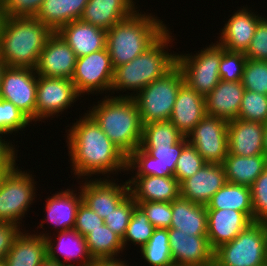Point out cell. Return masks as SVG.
<instances>
[{"instance_id":"1","label":"cell","mask_w":267,"mask_h":266,"mask_svg":"<svg viewBox=\"0 0 267 266\" xmlns=\"http://www.w3.org/2000/svg\"><path fill=\"white\" fill-rule=\"evenodd\" d=\"M80 117L65 132L70 166L72 165L73 170L71 172H74L75 177L85 180L93 175L98 177L102 174L110 178L112 173H125L127 156L107 137L88 113L85 112Z\"/></svg>"},{"instance_id":"2","label":"cell","mask_w":267,"mask_h":266,"mask_svg":"<svg viewBox=\"0 0 267 266\" xmlns=\"http://www.w3.org/2000/svg\"><path fill=\"white\" fill-rule=\"evenodd\" d=\"M53 33L36 17H5L0 34V60L8 67L35 69Z\"/></svg>"},{"instance_id":"3","label":"cell","mask_w":267,"mask_h":266,"mask_svg":"<svg viewBox=\"0 0 267 266\" xmlns=\"http://www.w3.org/2000/svg\"><path fill=\"white\" fill-rule=\"evenodd\" d=\"M139 11L107 30L106 47L113 68L144 53L168 30L159 17Z\"/></svg>"},{"instance_id":"4","label":"cell","mask_w":267,"mask_h":266,"mask_svg":"<svg viewBox=\"0 0 267 266\" xmlns=\"http://www.w3.org/2000/svg\"><path fill=\"white\" fill-rule=\"evenodd\" d=\"M86 112L127 157L141 146L143 125L132 97L105 95Z\"/></svg>"},{"instance_id":"5","label":"cell","mask_w":267,"mask_h":266,"mask_svg":"<svg viewBox=\"0 0 267 266\" xmlns=\"http://www.w3.org/2000/svg\"><path fill=\"white\" fill-rule=\"evenodd\" d=\"M169 29L144 53L140 54L127 64L114 68L113 81L111 85V95L113 97H134L144 87L151 82L162 77L176 64V53H169L168 46L174 41ZM172 40V41H171ZM169 44V45H168ZM167 51H166V50ZM119 90L128 94L114 96V92Z\"/></svg>"},{"instance_id":"6","label":"cell","mask_w":267,"mask_h":266,"mask_svg":"<svg viewBox=\"0 0 267 266\" xmlns=\"http://www.w3.org/2000/svg\"><path fill=\"white\" fill-rule=\"evenodd\" d=\"M185 83L181 68L175 64L162 77L151 82L132 97L142 125L170 119L180 87Z\"/></svg>"},{"instance_id":"7","label":"cell","mask_w":267,"mask_h":266,"mask_svg":"<svg viewBox=\"0 0 267 266\" xmlns=\"http://www.w3.org/2000/svg\"><path fill=\"white\" fill-rule=\"evenodd\" d=\"M267 264V223L253 222L233 241L214 251L213 266H264Z\"/></svg>"},{"instance_id":"8","label":"cell","mask_w":267,"mask_h":266,"mask_svg":"<svg viewBox=\"0 0 267 266\" xmlns=\"http://www.w3.org/2000/svg\"><path fill=\"white\" fill-rule=\"evenodd\" d=\"M221 45L216 43L198 51L196 54H176V64L181 68L185 83L198 94L206 97L221 80L219 65Z\"/></svg>"},{"instance_id":"9","label":"cell","mask_w":267,"mask_h":266,"mask_svg":"<svg viewBox=\"0 0 267 266\" xmlns=\"http://www.w3.org/2000/svg\"><path fill=\"white\" fill-rule=\"evenodd\" d=\"M18 167L16 165L6 175L0 187V222L22 227V219L34 203L37 182L32 174Z\"/></svg>"},{"instance_id":"10","label":"cell","mask_w":267,"mask_h":266,"mask_svg":"<svg viewBox=\"0 0 267 266\" xmlns=\"http://www.w3.org/2000/svg\"><path fill=\"white\" fill-rule=\"evenodd\" d=\"M114 68L107 47L87 56L78 57L71 78L78 94L83 97L111 91ZM83 95V96H82Z\"/></svg>"},{"instance_id":"11","label":"cell","mask_w":267,"mask_h":266,"mask_svg":"<svg viewBox=\"0 0 267 266\" xmlns=\"http://www.w3.org/2000/svg\"><path fill=\"white\" fill-rule=\"evenodd\" d=\"M187 144L184 136L172 146L138 147L127 157V172L135 171L133 176H174L177 160Z\"/></svg>"},{"instance_id":"12","label":"cell","mask_w":267,"mask_h":266,"mask_svg":"<svg viewBox=\"0 0 267 266\" xmlns=\"http://www.w3.org/2000/svg\"><path fill=\"white\" fill-rule=\"evenodd\" d=\"M79 97L81 96L71 79L38 76L35 122H45L43 120L46 118L62 115V112L70 109L73 106L71 104L76 102Z\"/></svg>"},{"instance_id":"13","label":"cell","mask_w":267,"mask_h":266,"mask_svg":"<svg viewBox=\"0 0 267 266\" xmlns=\"http://www.w3.org/2000/svg\"><path fill=\"white\" fill-rule=\"evenodd\" d=\"M187 139L207 163L223 164L228 154V121L206 114Z\"/></svg>"},{"instance_id":"14","label":"cell","mask_w":267,"mask_h":266,"mask_svg":"<svg viewBox=\"0 0 267 266\" xmlns=\"http://www.w3.org/2000/svg\"><path fill=\"white\" fill-rule=\"evenodd\" d=\"M37 82L35 69L6 66L1 79L0 98L12 102L34 122Z\"/></svg>"},{"instance_id":"15","label":"cell","mask_w":267,"mask_h":266,"mask_svg":"<svg viewBox=\"0 0 267 266\" xmlns=\"http://www.w3.org/2000/svg\"><path fill=\"white\" fill-rule=\"evenodd\" d=\"M102 178L86 179L78 187L83 202L104 220L130 193L127 181L118 184L114 178Z\"/></svg>"},{"instance_id":"16","label":"cell","mask_w":267,"mask_h":266,"mask_svg":"<svg viewBox=\"0 0 267 266\" xmlns=\"http://www.w3.org/2000/svg\"><path fill=\"white\" fill-rule=\"evenodd\" d=\"M169 245L174 266H213L214 251L207 235H188L169 228Z\"/></svg>"},{"instance_id":"17","label":"cell","mask_w":267,"mask_h":266,"mask_svg":"<svg viewBox=\"0 0 267 266\" xmlns=\"http://www.w3.org/2000/svg\"><path fill=\"white\" fill-rule=\"evenodd\" d=\"M76 60L75 52L57 32H54L40 53L35 71L38 76L71 79Z\"/></svg>"},{"instance_id":"18","label":"cell","mask_w":267,"mask_h":266,"mask_svg":"<svg viewBox=\"0 0 267 266\" xmlns=\"http://www.w3.org/2000/svg\"><path fill=\"white\" fill-rule=\"evenodd\" d=\"M227 183L223 164L206 163L180 184V197L206 206L212 196Z\"/></svg>"},{"instance_id":"19","label":"cell","mask_w":267,"mask_h":266,"mask_svg":"<svg viewBox=\"0 0 267 266\" xmlns=\"http://www.w3.org/2000/svg\"><path fill=\"white\" fill-rule=\"evenodd\" d=\"M57 233L58 236L56 238L55 236H49V233H43V231L42 233H38V230L36 232V234L43 236L46 240L47 258L58 263L73 262L89 266L94 259L89 253L86 238L74 229ZM62 258L63 261L61 260Z\"/></svg>"},{"instance_id":"20","label":"cell","mask_w":267,"mask_h":266,"mask_svg":"<svg viewBox=\"0 0 267 266\" xmlns=\"http://www.w3.org/2000/svg\"><path fill=\"white\" fill-rule=\"evenodd\" d=\"M207 210V238L215 251L223 244L233 241L253 221L244 213L233 209Z\"/></svg>"},{"instance_id":"21","label":"cell","mask_w":267,"mask_h":266,"mask_svg":"<svg viewBox=\"0 0 267 266\" xmlns=\"http://www.w3.org/2000/svg\"><path fill=\"white\" fill-rule=\"evenodd\" d=\"M262 18V15L255 14L247 6L239 9L220 29L218 43L228 51L245 53Z\"/></svg>"},{"instance_id":"22","label":"cell","mask_w":267,"mask_h":266,"mask_svg":"<svg viewBox=\"0 0 267 266\" xmlns=\"http://www.w3.org/2000/svg\"><path fill=\"white\" fill-rule=\"evenodd\" d=\"M228 154H264V123L236 118L228 122Z\"/></svg>"},{"instance_id":"23","label":"cell","mask_w":267,"mask_h":266,"mask_svg":"<svg viewBox=\"0 0 267 266\" xmlns=\"http://www.w3.org/2000/svg\"><path fill=\"white\" fill-rule=\"evenodd\" d=\"M129 193L138 202H172L180 197V184L174 176H131Z\"/></svg>"},{"instance_id":"24","label":"cell","mask_w":267,"mask_h":266,"mask_svg":"<svg viewBox=\"0 0 267 266\" xmlns=\"http://www.w3.org/2000/svg\"><path fill=\"white\" fill-rule=\"evenodd\" d=\"M57 33L75 52L77 58L106 48L107 30L80 19L69 22Z\"/></svg>"},{"instance_id":"25","label":"cell","mask_w":267,"mask_h":266,"mask_svg":"<svg viewBox=\"0 0 267 266\" xmlns=\"http://www.w3.org/2000/svg\"><path fill=\"white\" fill-rule=\"evenodd\" d=\"M76 193V190L67 188L65 191L62 190L47 197L45 204L46 218L44 217L37 229L43 228L45 221H48L47 223L51 224V227L57 229L58 232L73 229L78 207L83 201L81 191Z\"/></svg>"},{"instance_id":"26","label":"cell","mask_w":267,"mask_h":266,"mask_svg":"<svg viewBox=\"0 0 267 266\" xmlns=\"http://www.w3.org/2000/svg\"><path fill=\"white\" fill-rule=\"evenodd\" d=\"M205 115V97L184 83L178 91L169 121L187 137Z\"/></svg>"},{"instance_id":"27","label":"cell","mask_w":267,"mask_h":266,"mask_svg":"<svg viewBox=\"0 0 267 266\" xmlns=\"http://www.w3.org/2000/svg\"><path fill=\"white\" fill-rule=\"evenodd\" d=\"M134 0H89L80 20L109 30L116 23L130 17L138 9Z\"/></svg>"},{"instance_id":"28","label":"cell","mask_w":267,"mask_h":266,"mask_svg":"<svg viewBox=\"0 0 267 266\" xmlns=\"http://www.w3.org/2000/svg\"><path fill=\"white\" fill-rule=\"evenodd\" d=\"M244 92L245 88L241 81L220 80L205 97L206 114L228 122L236 119Z\"/></svg>"},{"instance_id":"29","label":"cell","mask_w":267,"mask_h":266,"mask_svg":"<svg viewBox=\"0 0 267 266\" xmlns=\"http://www.w3.org/2000/svg\"><path fill=\"white\" fill-rule=\"evenodd\" d=\"M26 232V233H25ZM23 231L17 236L4 258L7 266H41L47 259L46 240L38 234Z\"/></svg>"},{"instance_id":"30","label":"cell","mask_w":267,"mask_h":266,"mask_svg":"<svg viewBox=\"0 0 267 266\" xmlns=\"http://www.w3.org/2000/svg\"><path fill=\"white\" fill-rule=\"evenodd\" d=\"M170 228L188 235H207L206 206L179 197L172 201V221Z\"/></svg>"},{"instance_id":"31","label":"cell","mask_w":267,"mask_h":266,"mask_svg":"<svg viewBox=\"0 0 267 266\" xmlns=\"http://www.w3.org/2000/svg\"><path fill=\"white\" fill-rule=\"evenodd\" d=\"M89 0H44L36 18L53 32L79 20Z\"/></svg>"},{"instance_id":"32","label":"cell","mask_w":267,"mask_h":266,"mask_svg":"<svg viewBox=\"0 0 267 266\" xmlns=\"http://www.w3.org/2000/svg\"><path fill=\"white\" fill-rule=\"evenodd\" d=\"M223 166L227 182L250 187L266 169L267 159L264 154L254 156L227 154Z\"/></svg>"},{"instance_id":"33","label":"cell","mask_w":267,"mask_h":266,"mask_svg":"<svg viewBox=\"0 0 267 266\" xmlns=\"http://www.w3.org/2000/svg\"><path fill=\"white\" fill-rule=\"evenodd\" d=\"M206 209H233L244 212L253 222L250 187L227 182L210 199Z\"/></svg>"},{"instance_id":"34","label":"cell","mask_w":267,"mask_h":266,"mask_svg":"<svg viewBox=\"0 0 267 266\" xmlns=\"http://www.w3.org/2000/svg\"><path fill=\"white\" fill-rule=\"evenodd\" d=\"M85 238L93 259H117L124 251L122 238L105 224L92 230Z\"/></svg>"},{"instance_id":"35","label":"cell","mask_w":267,"mask_h":266,"mask_svg":"<svg viewBox=\"0 0 267 266\" xmlns=\"http://www.w3.org/2000/svg\"><path fill=\"white\" fill-rule=\"evenodd\" d=\"M184 135L169 121H154L143 125L141 148L172 146Z\"/></svg>"},{"instance_id":"36","label":"cell","mask_w":267,"mask_h":266,"mask_svg":"<svg viewBox=\"0 0 267 266\" xmlns=\"http://www.w3.org/2000/svg\"><path fill=\"white\" fill-rule=\"evenodd\" d=\"M139 252L149 266H174L168 229L155 228L151 238Z\"/></svg>"},{"instance_id":"37","label":"cell","mask_w":267,"mask_h":266,"mask_svg":"<svg viewBox=\"0 0 267 266\" xmlns=\"http://www.w3.org/2000/svg\"><path fill=\"white\" fill-rule=\"evenodd\" d=\"M154 229V226L150 223L146 214L138 205H136L133 209V214L125 235L122 238L124 250L129 244L128 242H131L135 246H139V249H141L151 238Z\"/></svg>"},{"instance_id":"38","label":"cell","mask_w":267,"mask_h":266,"mask_svg":"<svg viewBox=\"0 0 267 266\" xmlns=\"http://www.w3.org/2000/svg\"><path fill=\"white\" fill-rule=\"evenodd\" d=\"M237 118L267 123V95L245 90Z\"/></svg>"},{"instance_id":"39","label":"cell","mask_w":267,"mask_h":266,"mask_svg":"<svg viewBox=\"0 0 267 266\" xmlns=\"http://www.w3.org/2000/svg\"><path fill=\"white\" fill-rule=\"evenodd\" d=\"M241 82L245 90L267 95V61L247 59Z\"/></svg>"},{"instance_id":"40","label":"cell","mask_w":267,"mask_h":266,"mask_svg":"<svg viewBox=\"0 0 267 266\" xmlns=\"http://www.w3.org/2000/svg\"><path fill=\"white\" fill-rule=\"evenodd\" d=\"M32 121L12 102L0 98V134L12 135L23 131Z\"/></svg>"},{"instance_id":"41","label":"cell","mask_w":267,"mask_h":266,"mask_svg":"<svg viewBox=\"0 0 267 266\" xmlns=\"http://www.w3.org/2000/svg\"><path fill=\"white\" fill-rule=\"evenodd\" d=\"M247 57L243 52L228 51L221 46L219 76L222 81H241Z\"/></svg>"},{"instance_id":"42","label":"cell","mask_w":267,"mask_h":266,"mask_svg":"<svg viewBox=\"0 0 267 266\" xmlns=\"http://www.w3.org/2000/svg\"><path fill=\"white\" fill-rule=\"evenodd\" d=\"M206 163L197 150L188 143L177 160L174 177L181 184L185 179L197 173Z\"/></svg>"},{"instance_id":"43","label":"cell","mask_w":267,"mask_h":266,"mask_svg":"<svg viewBox=\"0 0 267 266\" xmlns=\"http://www.w3.org/2000/svg\"><path fill=\"white\" fill-rule=\"evenodd\" d=\"M137 205L133 197L129 194L112 212L104 219V224L121 238L125 235L126 229L133 214V209Z\"/></svg>"},{"instance_id":"44","label":"cell","mask_w":267,"mask_h":266,"mask_svg":"<svg viewBox=\"0 0 267 266\" xmlns=\"http://www.w3.org/2000/svg\"><path fill=\"white\" fill-rule=\"evenodd\" d=\"M254 222L267 223V167L250 186Z\"/></svg>"},{"instance_id":"45","label":"cell","mask_w":267,"mask_h":266,"mask_svg":"<svg viewBox=\"0 0 267 266\" xmlns=\"http://www.w3.org/2000/svg\"><path fill=\"white\" fill-rule=\"evenodd\" d=\"M154 228L169 229L172 221V202H138Z\"/></svg>"},{"instance_id":"46","label":"cell","mask_w":267,"mask_h":266,"mask_svg":"<svg viewBox=\"0 0 267 266\" xmlns=\"http://www.w3.org/2000/svg\"><path fill=\"white\" fill-rule=\"evenodd\" d=\"M44 0H2L5 17H36Z\"/></svg>"},{"instance_id":"47","label":"cell","mask_w":267,"mask_h":266,"mask_svg":"<svg viewBox=\"0 0 267 266\" xmlns=\"http://www.w3.org/2000/svg\"><path fill=\"white\" fill-rule=\"evenodd\" d=\"M244 54L247 59L267 61V17L259 21L250 46Z\"/></svg>"},{"instance_id":"48","label":"cell","mask_w":267,"mask_h":266,"mask_svg":"<svg viewBox=\"0 0 267 266\" xmlns=\"http://www.w3.org/2000/svg\"><path fill=\"white\" fill-rule=\"evenodd\" d=\"M104 224V220L91 210L83 201L78 207L74 230L86 237L92 230Z\"/></svg>"},{"instance_id":"49","label":"cell","mask_w":267,"mask_h":266,"mask_svg":"<svg viewBox=\"0 0 267 266\" xmlns=\"http://www.w3.org/2000/svg\"><path fill=\"white\" fill-rule=\"evenodd\" d=\"M20 229V225L0 222V262L4 260L17 236L22 232L23 229Z\"/></svg>"},{"instance_id":"50","label":"cell","mask_w":267,"mask_h":266,"mask_svg":"<svg viewBox=\"0 0 267 266\" xmlns=\"http://www.w3.org/2000/svg\"><path fill=\"white\" fill-rule=\"evenodd\" d=\"M4 137V139H3ZM0 134V168H14L17 160V151L11 141ZM11 142V143H10Z\"/></svg>"},{"instance_id":"51","label":"cell","mask_w":267,"mask_h":266,"mask_svg":"<svg viewBox=\"0 0 267 266\" xmlns=\"http://www.w3.org/2000/svg\"><path fill=\"white\" fill-rule=\"evenodd\" d=\"M128 262L117 259H94L89 266H129Z\"/></svg>"},{"instance_id":"52","label":"cell","mask_w":267,"mask_h":266,"mask_svg":"<svg viewBox=\"0 0 267 266\" xmlns=\"http://www.w3.org/2000/svg\"><path fill=\"white\" fill-rule=\"evenodd\" d=\"M13 168H0V187L6 175L12 170Z\"/></svg>"},{"instance_id":"53","label":"cell","mask_w":267,"mask_h":266,"mask_svg":"<svg viewBox=\"0 0 267 266\" xmlns=\"http://www.w3.org/2000/svg\"><path fill=\"white\" fill-rule=\"evenodd\" d=\"M264 155L267 159V123L264 124Z\"/></svg>"},{"instance_id":"54","label":"cell","mask_w":267,"mask_h":266,"mask_svg":"<svg viewBox=\"0 0 267 266\" xmlns=\"http://www.w3.org/2000/svg\"><path fill=\"white\" fill-rule=\"evenodd\" d=\"M41 266H60V263L47 258Z\"/></svg>"},{"instance_id":"55","label":"cell","mask_w":267,"mask_h":266,"mask_svg":"<svg viewBox=\"0 0 267 266\" xmlns=\"http://www.w3.org/2000/svg\"><path fill=\"white\" fill-rule=\"evenodd\" d=\"M4 19H5V13H4V10L2 8V3H0V34H1Z\"/></svg>"},{"instance_id":"56","label":"cell","mask_w":267,"mask_h":266,"mask_svg":"<svg viewBox=\"0 0 267 266\" xmlns=\"http://www.w3.org/2000/svg\"><path fill=\"white\" fill-rule=\"evenodd\" d=\"M6 66L7 65L2 60H0V90H1L2 74H3V71L5 70Z\"/></svg>"},{"instance_id":"57","label":"cell","mask_w":267,"mask_h":266,"mask_svg":"<svg viewBox=\"0 0 267 266\" xmlns=\"http://www.w3.org/2000/svg\"><path fill=\"white\" fill-rule=\"evenodd\" d=\"M85 266V265H82V264H72V263H60V266Z\"/></svg>"},{"instance_id":"58","label":"cell","mask_w":267,"mask_h":266,"mask_svg":"<svg viewBox=\"0 0 267 266\" xmlns=\"http://www.w3.org/2000/svg\"><path fill=\"white\" fill-rule=\"evenodd\" d=\"M0 266H7L4 261L0 262Z\"/></svg>"}]
</instances>
